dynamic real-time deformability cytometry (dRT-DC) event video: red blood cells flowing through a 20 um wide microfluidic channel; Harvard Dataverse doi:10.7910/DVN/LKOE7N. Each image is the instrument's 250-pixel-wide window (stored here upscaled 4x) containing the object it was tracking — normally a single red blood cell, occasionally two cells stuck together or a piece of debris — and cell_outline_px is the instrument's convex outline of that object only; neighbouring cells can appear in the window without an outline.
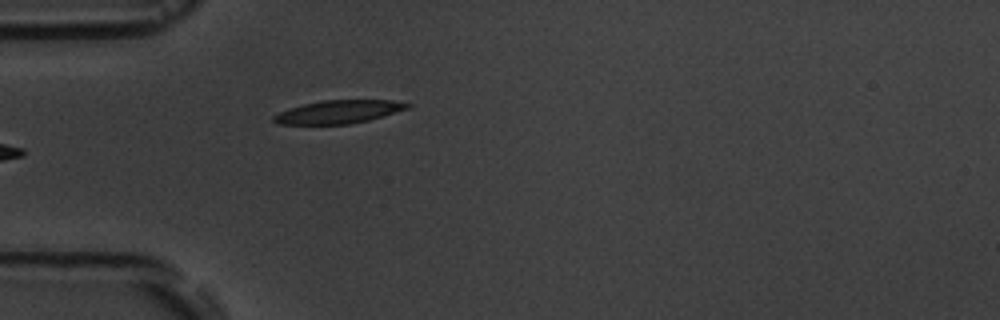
{"species": "common noctule bat (a hibernating species)", "species_latin": "Nyctalus noctula", "temperature_condition": "room temperature", "stored_images_in_passage": 6, "camera_frame_rate_fps": 3000, "um_per_image_px": 0.085, "animal": {"sex": "male", "body_mass_g": 19.5, "forearm_length_mm": 54.6}, "frame": {"image": 1, "passage_image": 6, "time_ms": 6.333, "image_size_px": [1000, 320], "cell_outline_px": [[412, 104], [408, 108], [384, 116], [368, 120], [348, 124], [280, 124], [272, 120], [272, 116], [280, 112], [304, 104], [324, 100], [392, 100]], "centroid_in_image_um": [28.8, 9.5], "position_along_channel_um": 56.2, "area_um2": 17.8}}